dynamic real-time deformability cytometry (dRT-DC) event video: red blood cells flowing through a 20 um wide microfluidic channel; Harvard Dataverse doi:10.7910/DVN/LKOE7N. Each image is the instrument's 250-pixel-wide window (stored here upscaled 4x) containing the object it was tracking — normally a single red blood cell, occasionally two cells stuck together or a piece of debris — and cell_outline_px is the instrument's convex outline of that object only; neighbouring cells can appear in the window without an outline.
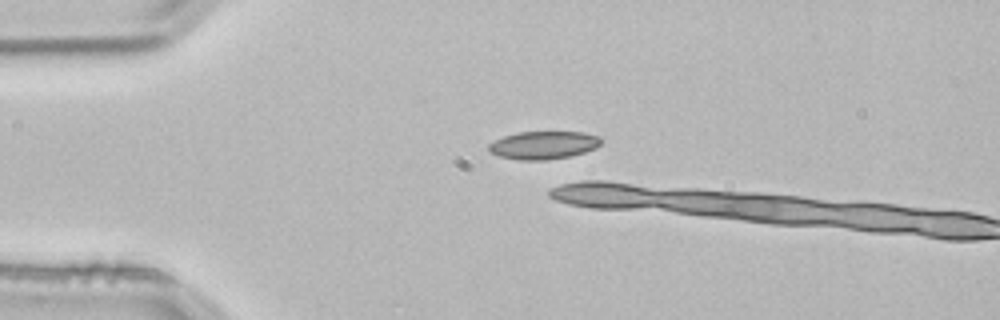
{"species": "common noctule bat (a hibernating species)", "species_latin": "Nyctalus noctula", "temperature_condition": "room temperature", "stored_images_in_passage": 2, "camera_frame_rate_fps": 3000, "um_per_image_px": 0.085, "animal": {"sex": "male", "body_mass_g": 21.5, "forearm_length_mm": 52.0}, "frame": {"image": 1, "passage_image": 1, "time_ms": 0.0, "image_size_px": [1000, 320], "cell_outline_px": [[600, 144], [596, 148], [584, 152], [568, 156], [544, 160], [520, 160], [500, 156], [488, 152], [488, 144], [492, 140], [516, 132], [584, 132], [600, 136]], "centroid_in_image_um": [46.15, 12.32], "position_along_channel_um": 38.8, "area_um2": 18.32}}